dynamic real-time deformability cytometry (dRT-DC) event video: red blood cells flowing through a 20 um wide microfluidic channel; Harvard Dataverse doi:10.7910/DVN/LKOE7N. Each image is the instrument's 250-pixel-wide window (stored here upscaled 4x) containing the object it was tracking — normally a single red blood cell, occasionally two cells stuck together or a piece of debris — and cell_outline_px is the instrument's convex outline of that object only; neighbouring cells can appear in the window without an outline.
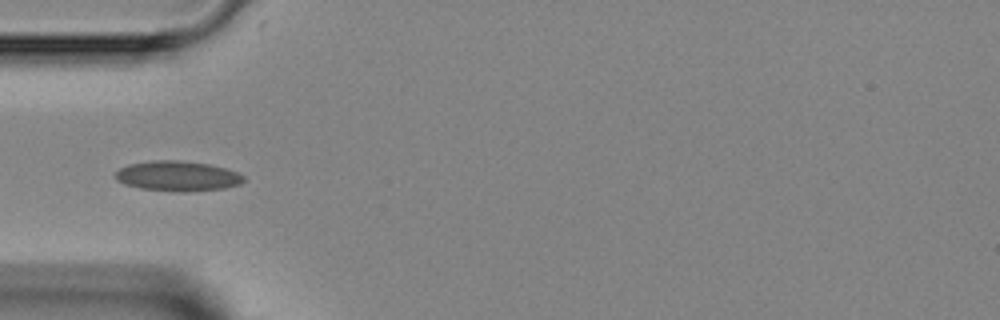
{"species": "Egyptian fruit bat (a non-hibernating species)", "species_latin": "Rousettus aegyptiacus", "temperature_condition": "room temperature", "stored_images_in_passage": 4, "camera_frame_rate_fps": 3000, "um_per_image_px": 0.085, "animal": {"sex": "female"}, "frame": {"image": 1, "passage_image": 3, "time_ms": 3.0, "image_size_px": [1000, 320], "cell_outline_px": [[244, 180], [240, 184], [224, 188], [184, 192], [180, 192], [140, 188], [124, 184], [116, 180], [116, 172], [120, 168], [128, 164], [152, 160], [176, 160], [208, 164], [224, 168], [236, 172], [244, 176]], "centroid_in_image_um": [15.07, 14.96], "position_along_channel_um": 69.9, "area_um2": 22.37}}
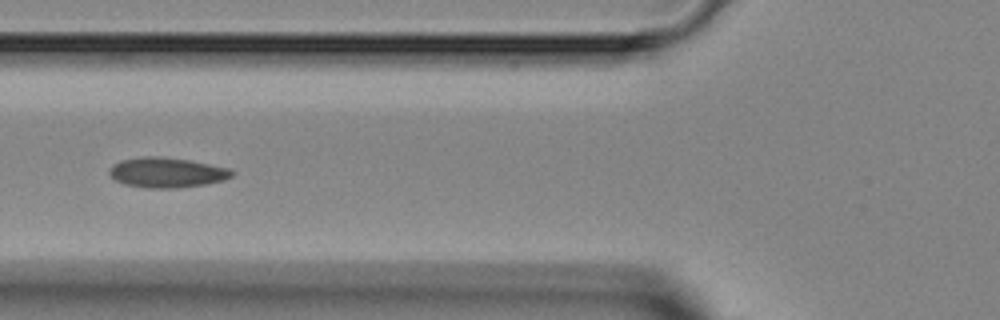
{"frame": {"image": 2, "passage_image": 4, "time_ms": 4.0, "image_size_px": [1000, 320], "cell_outline_px": [[236, 172], [232, 176], [224, 180], [204, 184], [176, 188], [148, 188], [124, 184], [116, 180], [108, 172], [108, 168], [112, 164], [120, 160], [144, 156], [160, 156], [188, 160], [228, 168]], "centroid_in_image_um": [14.15, 14.66], "position_along_channel_um": 111.7, "area_um2": 21.44}}